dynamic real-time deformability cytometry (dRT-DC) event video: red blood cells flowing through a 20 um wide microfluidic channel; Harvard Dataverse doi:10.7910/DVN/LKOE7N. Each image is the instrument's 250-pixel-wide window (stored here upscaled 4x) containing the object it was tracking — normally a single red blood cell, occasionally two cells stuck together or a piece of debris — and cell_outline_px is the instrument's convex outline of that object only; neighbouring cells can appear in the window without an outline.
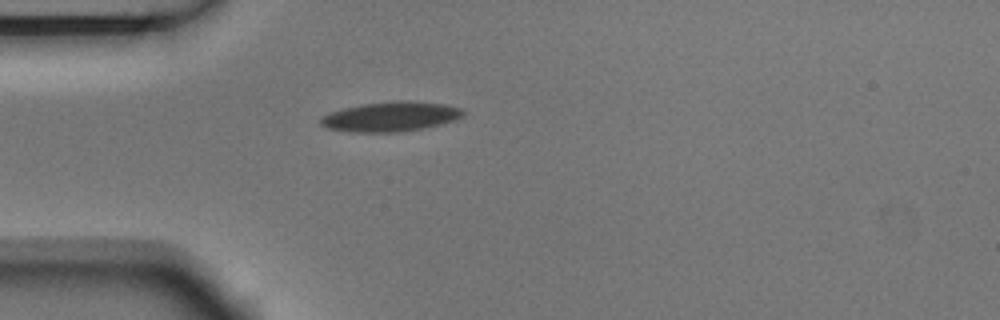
{"species": "Egyptian fruit bat (a non-hibernating species)", "species_latin": "Rousettus aegyptiacus", "temperature_condition": "room temperature", "stored_images_in_passage": 1, "camera_frame_rate_fps": 3000, "um_per_image_px": 0.085, "animal": {"sex": "male"}, "frame": {"image": 1, "passage_image": 1, "time_ms": 0.0, "image_size_px": [1000, 320], "cell_outline_px": [[464, 116], [456, 120], [424, 128], [396, 132], [348, 132], [328, 128], [320, 124], [320, 116], [344, 108], [364, 104], [396, 100], [408, 100], [444, 104], [460, 108], [464, 112]], "centroid_in_image_um": [33.21, 9.91], "position_along_channel_um": 51.8, "area_um2": 24.68}}